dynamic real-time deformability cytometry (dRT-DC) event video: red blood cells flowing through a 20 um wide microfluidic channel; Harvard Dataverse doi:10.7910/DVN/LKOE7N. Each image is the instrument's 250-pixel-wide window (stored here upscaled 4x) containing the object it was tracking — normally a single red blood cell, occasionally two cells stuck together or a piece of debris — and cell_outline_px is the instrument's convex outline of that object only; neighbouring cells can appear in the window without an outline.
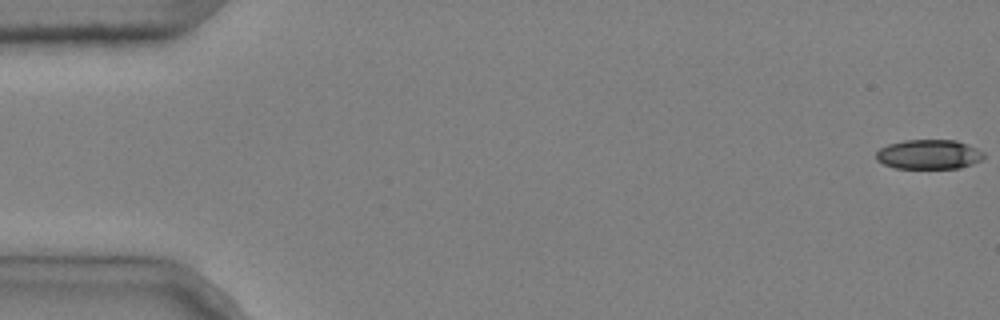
{"species": "common noctule bat (a hibernating species)", "species_latin": "Nyctalus noctula", "temperature_condition": "cold", "stored_images_in_passage": 51, "camera_frame_rate_fps": 3000, "um_per_image_px": 0.085, "animal": {"sex": "male", "body_mass_g": 20.4}, "frame": {"image": 1, "passage_image": 1, "time_ms": 0.0, "image_size_px": [1000, 320], "cell_outline_px": [[984, 156], [980, 160], [972, 164], [960, 168], [896, 168], [884, 164], [876, 160], [876, 152], [880, 148], [888, 144], [904, 140], [956, 140], [968, 144], [984, 152]], "centroid_in_image_um": [78.94, 13.12], "position_along_channel_um": 6.1, "area_um2": 18.55}}
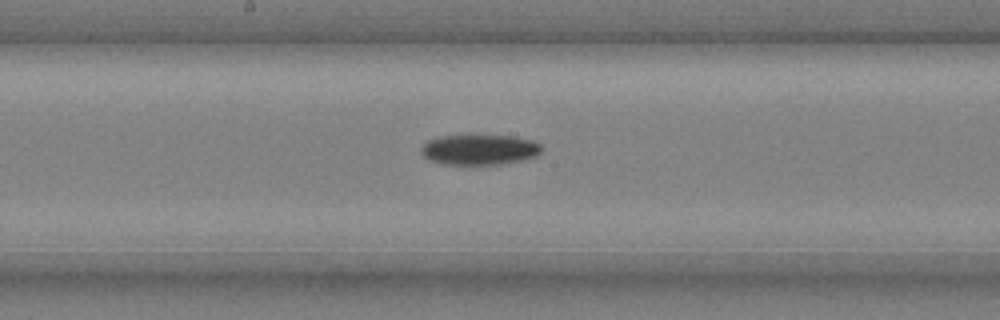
{"frame": {"image": 2, "passage_image": 29, "time_ms": 9.333, "image_size_px": [1000, 320], "cell_outline_px": [[540, 152], [536, 156], [524, 160], [500, 164], [444, 164], [432, 160], [424, 156], [420, 152], [420, 148], [428, 140], [440, 136], [512, 136], [532, 140], [540, 144]], "centroid_in_image_um": [40.75, 12.72], "position_along_channel_um": 207.4, "area_um2": 21.04}}
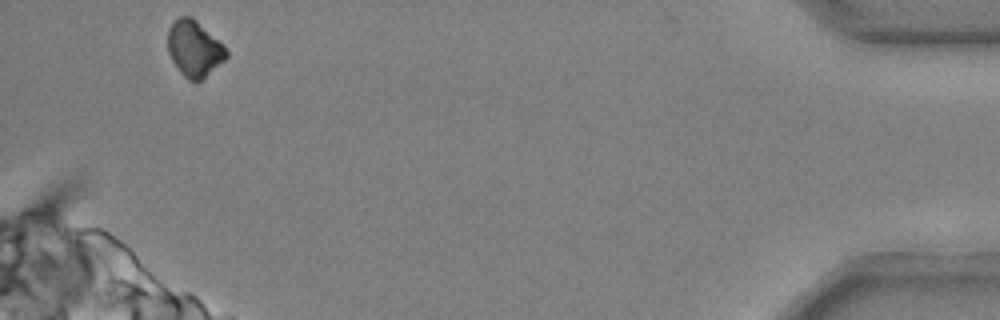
{"frame": {"image": 3, "passage_image": 51, "time_ms": 16.667, "image_size_px": [1000, 320], "cell_outline_px": [[228, 56], [224, 60], [196, 84], [188, 80], [180, 72], [172, 60], [168, 52], [168, 28], [180, 16], [192, 16], [224, 44], [228, 52]], "centroid_in_image_um": [16.52, 4.13], "position_along_channel_um": 418.7, "area_um2": 19.19}}